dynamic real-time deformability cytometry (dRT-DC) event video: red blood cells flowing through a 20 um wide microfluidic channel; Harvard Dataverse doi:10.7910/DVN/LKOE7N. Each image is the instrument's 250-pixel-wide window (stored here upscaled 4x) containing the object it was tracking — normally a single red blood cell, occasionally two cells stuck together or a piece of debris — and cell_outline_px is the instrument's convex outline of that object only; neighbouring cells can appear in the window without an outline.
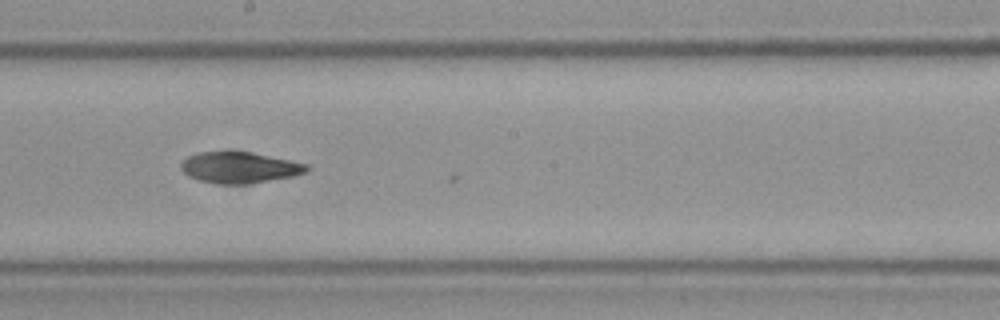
{"species": "Egyptian fruit bat (a non-hibernating species)", "species_latin": "Rousettus aegyptiacus", "temperature_condition": "cold", "stored_images_in_passage": 15, "camera_frame_rate_fps": 3000, "um_per_image_px": 0.085, "frame": {"image": 1, "passage_image": 14, "time_ms": 4.333, "image_size_px": [1000, 320], "cell_outline_px": [[308, 172], [292, 176], [244, 184], [216, 184], [196, 180], [188, 176], [180, 168], [180, 164], [188, 156], [196, 152], [252, 152], [308, 164]], "centroid_in_image_um": [20.32, 14.24], "position_along_channel_um": 227.9, "area_um2": 22.72}}